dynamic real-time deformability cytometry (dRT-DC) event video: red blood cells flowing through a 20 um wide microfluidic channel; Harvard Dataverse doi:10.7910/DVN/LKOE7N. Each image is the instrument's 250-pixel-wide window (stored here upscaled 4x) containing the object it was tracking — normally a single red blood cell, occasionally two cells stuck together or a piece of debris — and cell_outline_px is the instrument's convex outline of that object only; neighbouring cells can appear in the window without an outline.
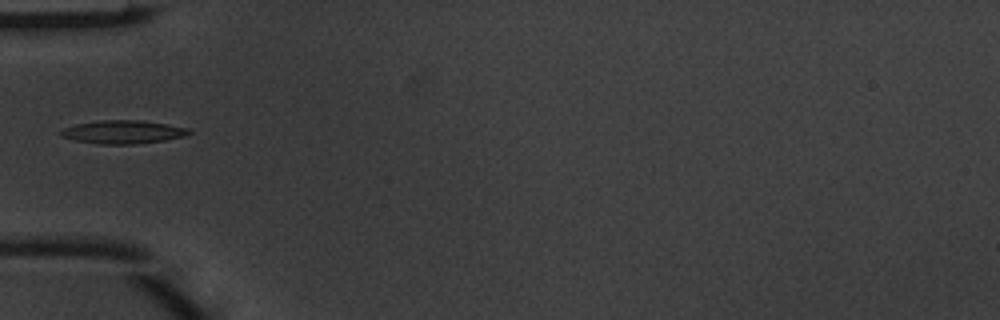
{"species": "common noctule bat (a hibernating species)", "species_latin": "Nyctalus noctula", "temperature_condition": "warm", "stored_images_in_passage": 3, "camera_frame_rate_fps": 3000, "um_per_image_px": 0.085, "animal": {"sex": "male", "body_mass_g": 20.1, "forearm_length_mm": 53.5}, "frame": {"image": 1, "passage_image": 3, "time_ms": 0.667, "image_size_px": [1000, 320], "cell_outline_px": [[192, 132], [184, 136], [164, 140], [136, 144], [100, 144], [76, 140], [60, 136], [60, 132], [64, 128], [76, 124], [100, 120], [136, 120], [164, 124], [188, 128]], "centroid_in_image_um": [10.43, 11.22], "position_along_channel_um": 74.6, "area_um2": 17.11}}